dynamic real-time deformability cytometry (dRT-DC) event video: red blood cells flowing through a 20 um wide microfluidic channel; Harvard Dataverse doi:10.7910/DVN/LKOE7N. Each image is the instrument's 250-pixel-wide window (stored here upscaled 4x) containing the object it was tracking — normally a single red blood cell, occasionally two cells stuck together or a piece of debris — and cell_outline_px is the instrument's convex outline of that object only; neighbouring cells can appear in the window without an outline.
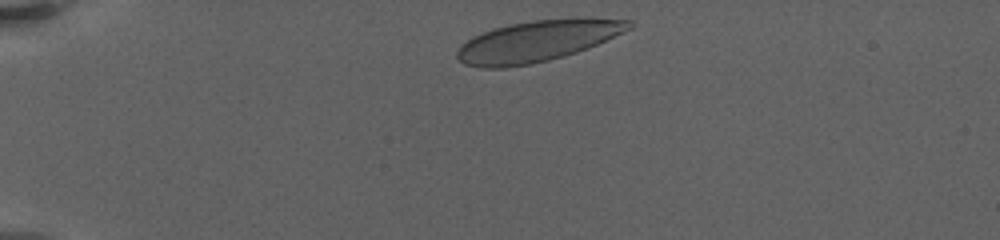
{"species": "human", "species_latin": "Homo sapiens", "temperature_condition": "warm", "stored_images_in_passage": 25, "camera_frame_rate_fps": 3000, "um_per_image_px": 0.085, "donor": {"sex": "female"}, "frame": {"image": 1, "passage_image": 1, "time_ms": 0.0, "image_size_px": [1000, 240], "cell_outline_px": [[632, 28], [588, 48], [564, 56], [548, 60], [528, 64], [504, 68], [480, 68], [464, 64], [456, 56], [456, 52], [460, 44], [472, 36], [496, 28], [512, 24], [532, 20], [632, 20]], "centroid_in_image_um": [45.56, 3.54], "position_along_channel_um": 39.4, "area_um2": 40.06}}
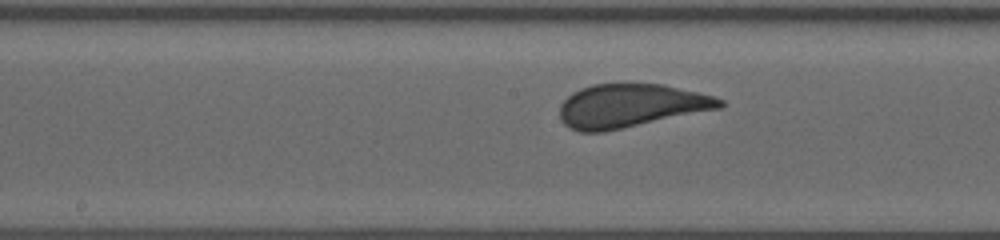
{"frame": {"image": 2, "passage_image": 14, "time_ms": 6.667, "image_size_px": [1000, 240], "cell_outline_px": [[724, 104], [720, 108], [604, 132], [580, 132], [564, 124], [560, 120], [560, 104], [572, 92], [580, 88], [592, 84], [664, 84], [712, 96], [724, 100]], "centroid_in_image_um": [53.56, 8.99], "position_along_channel_um": 194.6, "area_um2": 40.29}}
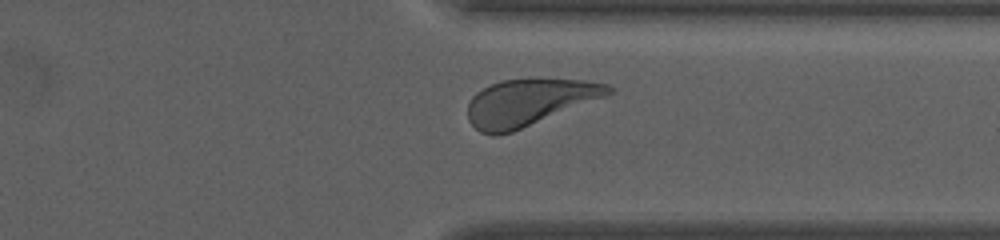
{"frame": {"image": 3, "passage_image": 23, "time_ms": 12.0, "image_size_px": [1000, 240], "cell_outline_px": [[616, 92], [512, 132], [496, 136], [492, 136], [480, 132], [468, 120], [468, 104], [472, 96], [476, 92], [492, 84], [504, 80], [584, 80], [608, 84], [616, 88]], "centroid_in_image_um": [44.96, 8.72], "position_along_channel_um": 366.4, "area_um2": 37.8}, "authors_computed_cell_mechanics": {"area_um2": 40.4022, "velocity_mm_per_s": 3.2184, "shape_relaxation_time_tau1_ms": 3.5002, "shape_relaxation_time_tau2_ms": null, "deformation_change_tau1": 0.1301, "deformation_change_tau2": null}}